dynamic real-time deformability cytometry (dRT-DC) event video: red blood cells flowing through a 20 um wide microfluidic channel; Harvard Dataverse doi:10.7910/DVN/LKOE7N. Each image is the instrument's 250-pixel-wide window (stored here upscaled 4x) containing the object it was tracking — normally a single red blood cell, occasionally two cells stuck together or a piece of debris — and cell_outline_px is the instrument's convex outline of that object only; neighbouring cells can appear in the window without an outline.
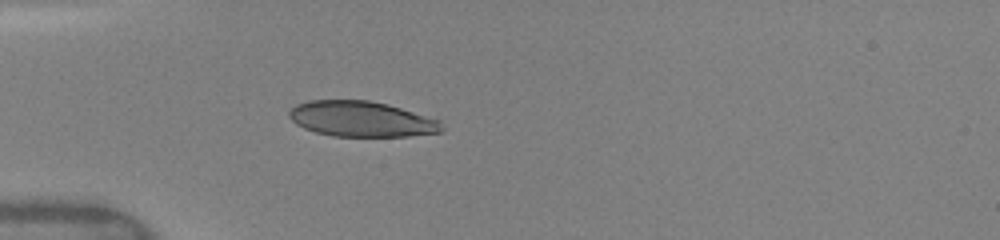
{"species": "human", "species_latin": "Homo sapiens", "temperature_condition": "warm", "stored_images_in_passage": 12, "camera_frame_rate_fps": 3000, "um_per_image_px": 0.085, "donor": {"sex": "female"}, "frame": {"image": 1, "passage_image": 1, "time_ms": 0.0, "image_size_px": [1000, 240], "cell_outline_px": [[444, 128], [440, 132], [408, 136], [332, 136], [316, 132], [304, 128], [296, 124], [288, 116], [288, 112], [296, 104], [308, 100], [368, 100], [388, 104], [440, 120]], "centroid_in_image_um": [30.71, 10.11], "position_along_channel_um": 54.3, "area_um2": 31.56}}
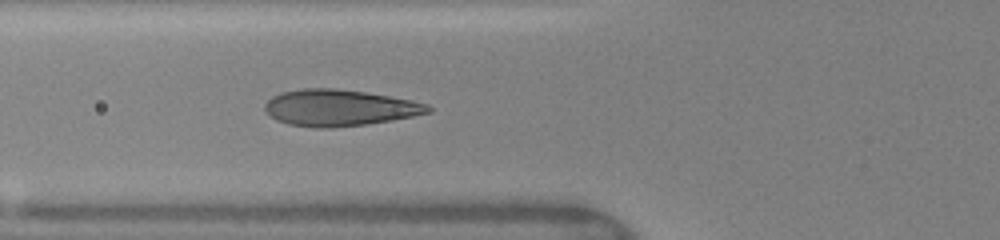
{"frame": {"image": 2, "passage_image": 6, "time_ms": 1.333, "image_size_px": [1000, 240], "cell_outline_px": [[432, 112], [392, 120], [364, 124], [324, 128], [320, 128], [288, 124], [276, 120], [264, 108], [264, 104], [272, 96], [280, 92], [300, 88], [336, 88], [364, 92], [412, 100], [428, 104], [432, 108]], "centroid_in_image_um": [28.83, 9.15], "position_along_channel_um": 97.0, "area_um2": 34.45}}
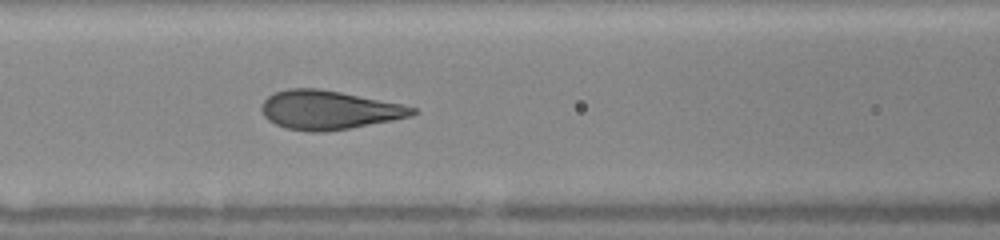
{"frame": {"image": 3, "passage_image": 10, "time_ms": 2.333, "image_size_px": [1000, 240], "cell_outline_px": [[416, 112], [412, 116], [392, 120], [348, 128], [324, 132], [312, 132], [288, 128], [276, 124], [268, 120], [264, 116], [260, 108], [264, 100], [268, 96], [276, 92], [288, 88], [316, 88], [340, 92], [400, 104], [416, 108]], "centroid_in_image_um": [27.91, 9.34], "position_along_channel_um": 138.7, "area_um2": 33.7}}